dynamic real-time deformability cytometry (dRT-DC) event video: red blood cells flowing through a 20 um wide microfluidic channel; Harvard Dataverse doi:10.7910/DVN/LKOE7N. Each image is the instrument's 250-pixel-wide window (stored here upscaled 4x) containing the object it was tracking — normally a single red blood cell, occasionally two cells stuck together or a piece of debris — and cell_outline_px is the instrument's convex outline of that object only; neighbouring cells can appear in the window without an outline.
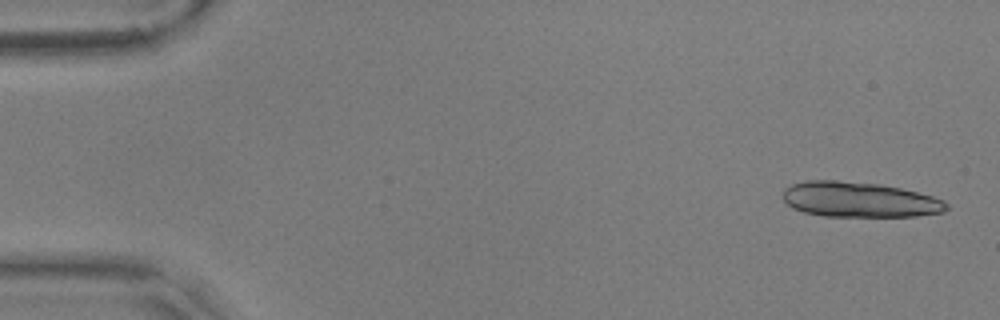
{"species": "common noctule bat (a hibernating species)", "species_latin": "Nyctalus noctula", "temperature_condition": "warm", "stored_images_in_passage": 15, "camera_frame_rate_fps": 3000, "um_per_image_px": 0.085, "animal": {"sex": "male", "body_mass_g": 17.9, "forearm_length_mm": 54.2}, "frame": {"image": 1, "passage_image": 2, "time_ms": 0.333, "image_size_px": [1000, 320], "cell_outline_px": [[948, 208], [944, 212], [916, 216], [824, 216], [804, 212], [792, 208], [784, 200], [784, 188], [792, 184], [804, 180], [836, 180], [880, 184], [900, 188], [932, 196], [944, 200], [948, 204]], "centroid_in_image_um": [73.04, 16.96], "position_along_channel_um": 12.0, "area_um2": 33.58}}